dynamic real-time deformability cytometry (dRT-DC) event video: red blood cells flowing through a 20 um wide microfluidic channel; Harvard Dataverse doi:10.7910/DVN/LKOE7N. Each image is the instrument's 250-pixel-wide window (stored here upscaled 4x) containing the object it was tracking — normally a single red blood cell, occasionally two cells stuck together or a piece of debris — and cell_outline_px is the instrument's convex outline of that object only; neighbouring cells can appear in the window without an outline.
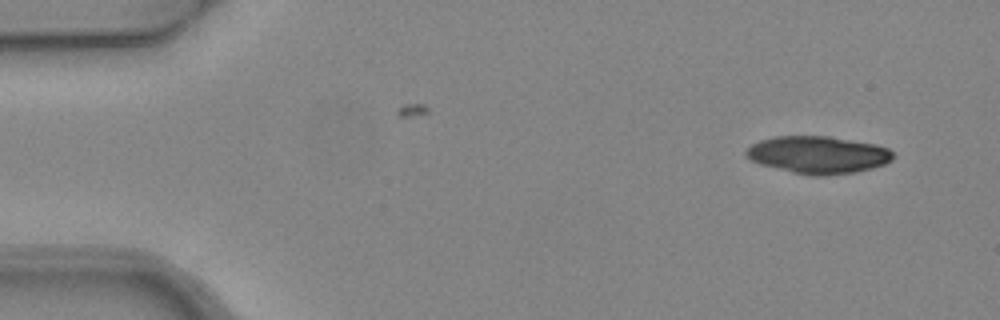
{"species": "common noctule bat (a hibernating species)", "species_latin": "Nyctalus noctula", "temperature_condition": "warm", "stored_images_in_passage": 4, "camera_frame_rate_fps": 3000, "um_per_image_px": 0.085, "animal": {"sex": "female", "body_mass_g": 24.6, "forearm_length_mm": 56.2}, "frame": {"image": 1, "passage_image": 1, "time_ms": 0.0, "image_size_px": [1000, 320], "cell_outline_px": [[892, 160], [884, 164], [872, 168], [856, 172], [824, 176], [816, 176], [792, 172], [760, 164], [752, 160], [744, 152], [752, 144], [760, 140], [776, 136], [828, 136], [876, 144], [888, 148], [892, 152]], "centroid_in_image_um": [69.54, 13.16], "position_along_channel_um": 15.5, "area_um2": 31.85}}